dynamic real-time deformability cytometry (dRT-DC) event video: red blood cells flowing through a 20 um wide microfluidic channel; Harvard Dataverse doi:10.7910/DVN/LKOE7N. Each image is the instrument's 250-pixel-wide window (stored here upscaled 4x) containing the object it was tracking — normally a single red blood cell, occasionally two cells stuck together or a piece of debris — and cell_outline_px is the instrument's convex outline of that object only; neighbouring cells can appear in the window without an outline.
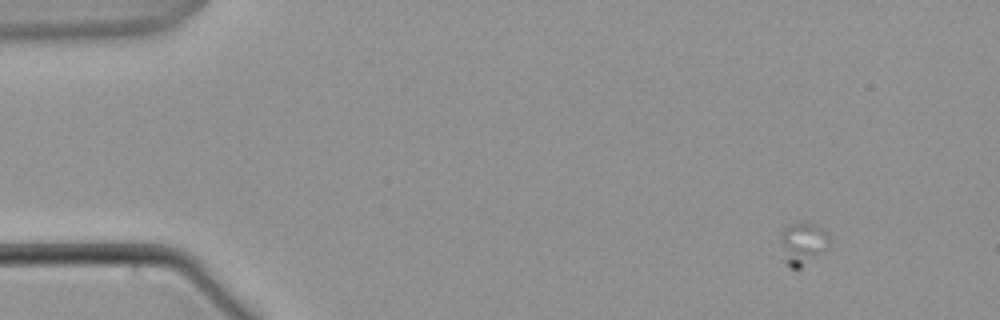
{"species": "common noctule bat (a hibernating species)", "species_latin": "Nyctalus noctula", "temperature_condition": "warm", "stored_images_in_passage": 18, "camera_frame_rate_fps": 3000, "um_per_image_px": 0.085, "animal": {"sex": "male", "body_mass_g": 21.5, "forearm_length_mm": 52.0}, "frame": {"image": 1, "passage_image": 1, "time_ms": 0.0, "image_size_px": [1000, 320], "cell_outline_px": [[828, 248], [800, 268], [792, 268], [784, 260], [780, 240], [780, 232], [788, 224], [812, 224], [828, 232]], "centroid_in_image_um": [68.21, 20.71], "position_along_channel_um": 16.8, "area_um2": 11.79}}